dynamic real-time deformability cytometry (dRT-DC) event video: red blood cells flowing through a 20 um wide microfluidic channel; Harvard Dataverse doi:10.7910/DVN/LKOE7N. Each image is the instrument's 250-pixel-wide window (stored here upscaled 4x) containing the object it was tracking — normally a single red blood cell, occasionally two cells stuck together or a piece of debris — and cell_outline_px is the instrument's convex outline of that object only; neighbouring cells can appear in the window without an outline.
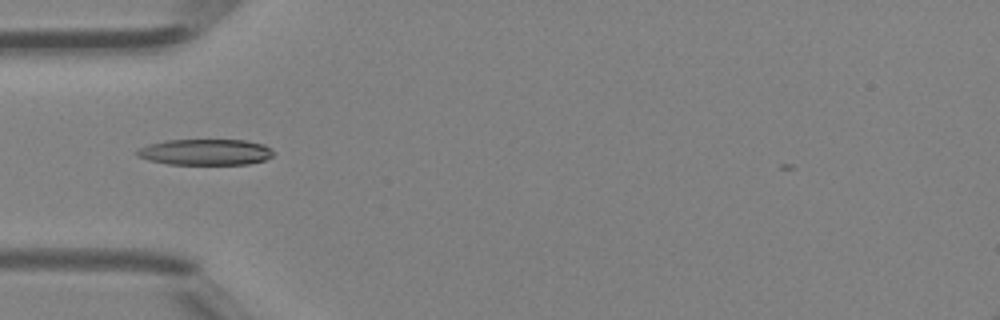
{"species": "Egyptian fruit bat (a non-hibernating species)", "species_latin": "Rousettus aegyptiacus", "temperature_condition": "room temperature", "stored_images_in_passage": 1, "camera_frame_rate_fps": 3000, "um_per_image_px": 0.085, "animal": {"sex": "female"}, "frame": {"image": 1, "passage_image": 1, "time_ms": 0.0, "image_size_px": [1000, 320], "cell_outline_px": [[276, 152], [272, 156], [264, 160], [248, 164], [168, 164], [148, 160], [136, 156], [136, 152], [140, 148], [148, 144], [164, 140], [244, 140], [264, 144], [272, 148]], "centroid_in_image_um": [17.48, 12.92], "position_along_channel_um": 67.5, "area_um2": 20.81}}